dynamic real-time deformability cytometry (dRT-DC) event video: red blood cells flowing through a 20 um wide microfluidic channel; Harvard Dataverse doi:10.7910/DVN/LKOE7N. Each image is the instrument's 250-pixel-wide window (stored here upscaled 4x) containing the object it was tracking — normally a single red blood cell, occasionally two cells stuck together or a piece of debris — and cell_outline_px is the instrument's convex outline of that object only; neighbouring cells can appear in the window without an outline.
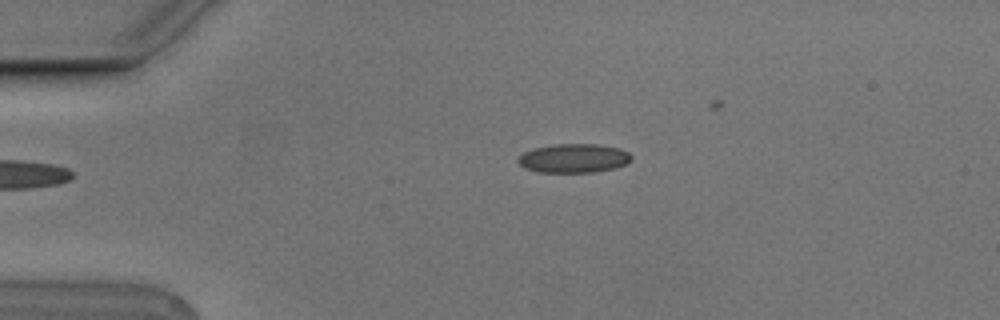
{"species": "Egyptian fruit bat (a non-hibernating species)", "species_latin": "Rousettus aegyptiacus", "temperature_condition": "cold", "stored_images_in_passage": 2, "camera_frame_rate_fps": 3000, "um_per_image_px": 0.085, "animal": {"sex": "male"}, "frame": {"image": 1, "passage_image": 1, "time_ms": 0.0, "image_size_px": [1000, 320], "cell_outline_px": [[632, 160], [616, 168], [592, 172], [536, 172], [524, 168], [516, 160], [524, 152], [532, 148], [552, 144], [596, 144], [620, 148], [628, 152], [632, 156]], "centroid_in_image_um": [48.75, 13.45], "position_along_channel_um": 36.2, "area_um2": 19.25}}